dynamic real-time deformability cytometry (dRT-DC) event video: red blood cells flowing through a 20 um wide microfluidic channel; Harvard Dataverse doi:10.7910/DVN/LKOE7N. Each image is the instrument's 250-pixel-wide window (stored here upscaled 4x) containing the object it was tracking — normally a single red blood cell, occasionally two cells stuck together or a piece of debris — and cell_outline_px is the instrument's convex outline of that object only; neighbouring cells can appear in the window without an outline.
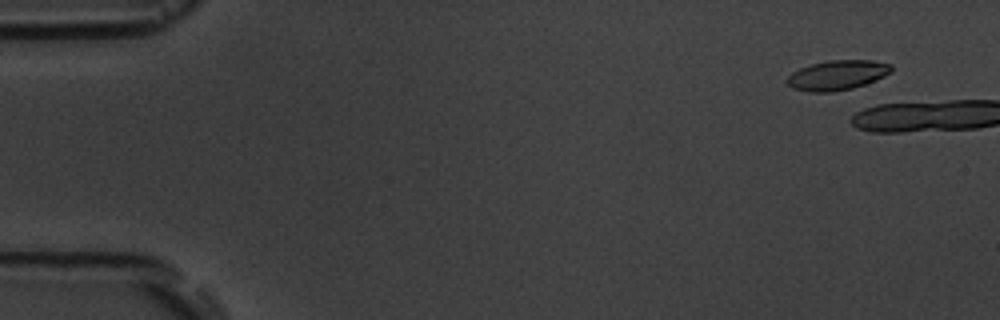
{"species": "common noctule bat (a hibernating species)", "species_latin": "Nyctalus noctula", "temperature_condition": "room temperature", "stored_images_in_passage": 2, "camera_frame_rate_fps": 3000, "um_per_image_px": 0.085, "animal": {"sex": "male", "body_mass_g": 19.5, "forearm_length_mm": 54.6}, "frame": {"image": 1, "passage_image": 1, "time_ms": 0.0, "image_size_px": [1000, 320], "cell_outline_px": [[892, 72], [884, 76], [864, 84], [852, 88], [832, 92], [808, 92], [792, 88], [784, 80], [792, 72], [800, 68], [812, 64], [828, 60], [872, 60], [892, 64]], "centroid_in_image_um": [71.15, 6.38], "position_along_channel_um": 13.9, "area_um2": 18.15}}